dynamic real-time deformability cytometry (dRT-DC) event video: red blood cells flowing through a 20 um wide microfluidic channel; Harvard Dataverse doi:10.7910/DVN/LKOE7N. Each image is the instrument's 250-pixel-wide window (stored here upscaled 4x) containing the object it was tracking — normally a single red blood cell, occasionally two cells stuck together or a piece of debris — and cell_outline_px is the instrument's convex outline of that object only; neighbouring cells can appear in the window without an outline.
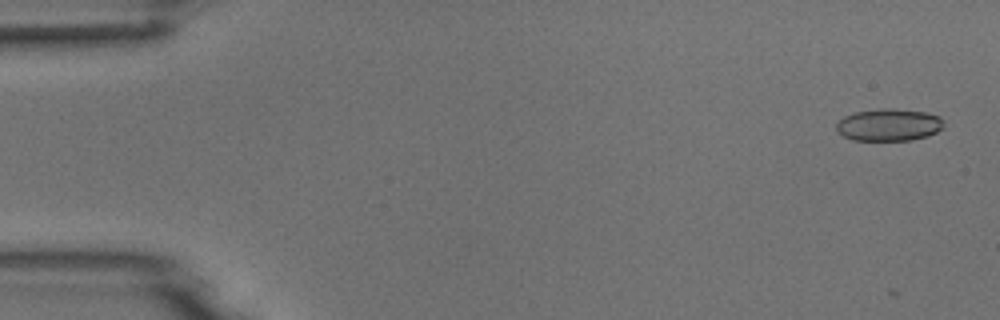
{"species": "common noctule bat (a hibernating species)", "species_latin": "Nyctalus noctula", "temperature_condition": "room temperature", "stored_images_in_passage": 5, "camera_frame_rate_fps": 3000, "um_per_image_px": 0.085, "animal": {"sex": "male", "body_mass_g": 18.8}, "frame": {"image": 1, "passage_image": 1, "time_ms": 0.0, "image_size_px": [1000, 320], "cell_outline_px": [[944, 124], [936, 132], [928, 136], [912, 140], [852, 140], [836, 132], [836, 124], [844, 116], [856, 112], [884, 108], [892, 108], [924, 112], [940, 116]], "centroid_in_image_um": [75.53, 10.61], "position_along_channel_um": 9.5, "area_um2": 20.11}}
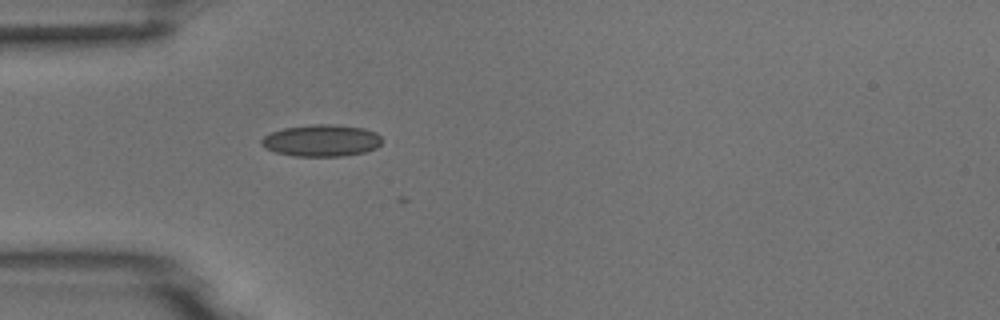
{"frame": {"image": 2, "passage_image": 5, "time_ms": 4.667, "image_size_px": [1000, 320], "cell_outline_px": [[380, 144], [376, 148], [364, 152], [344, 156], [296, 156], [276, 152], [264, 148], [260, 144], [260, 140], [264, 136], [272, 132], [284, 128], [312, 124], [336, 124], [364, 128], [376, 132], [380, 136]], "centroid_in_image_um": [27.31, 11.94], "position_along_channel_um": 57.7, "area_um2": 22.43}}